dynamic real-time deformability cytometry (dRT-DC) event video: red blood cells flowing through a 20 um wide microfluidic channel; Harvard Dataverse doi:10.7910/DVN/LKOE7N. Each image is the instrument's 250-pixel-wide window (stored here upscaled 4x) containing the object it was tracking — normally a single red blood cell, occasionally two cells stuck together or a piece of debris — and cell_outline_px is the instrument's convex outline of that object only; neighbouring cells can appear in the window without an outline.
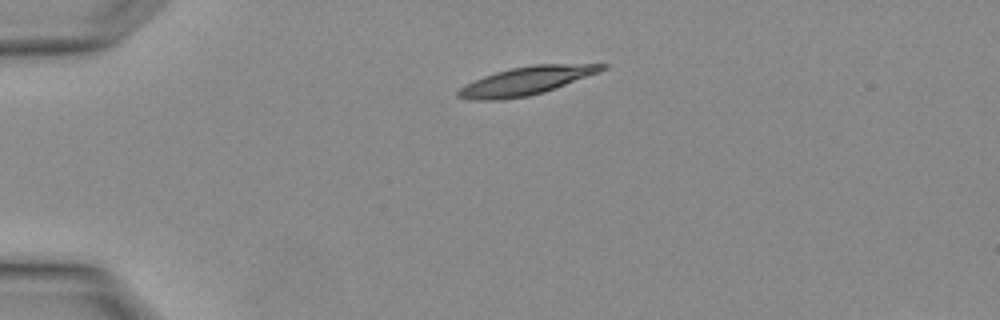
{"species": "Egyptian fruit bat (a non-hibernating species)", "species_latin": "Rousettus aegyptiacus", "temperature_condition": "warm", "stored_images_in_passage": 1, "camera_frame_rate_fps": 3000, "um_per_image_px": 0.085, "animal": {"sex": "female"}, "frame": {"image": 1, "passage_image": 1, "time_ms": 0.0, "image_size_px": [1000, 320], "cell_outline_px": [[608, 68], [600, 72], [544, 92], [528, 96], [500, 100], [472, 100], [456, 96], [456, 92], [464, 84], [484, 76], [496, 72], [512, 68], [532, 64], [608, 64]], "centroid_in_image_um": [44.72, 6.87], "position_along_channel_um": 40.3, "area_um2": 23.64}}